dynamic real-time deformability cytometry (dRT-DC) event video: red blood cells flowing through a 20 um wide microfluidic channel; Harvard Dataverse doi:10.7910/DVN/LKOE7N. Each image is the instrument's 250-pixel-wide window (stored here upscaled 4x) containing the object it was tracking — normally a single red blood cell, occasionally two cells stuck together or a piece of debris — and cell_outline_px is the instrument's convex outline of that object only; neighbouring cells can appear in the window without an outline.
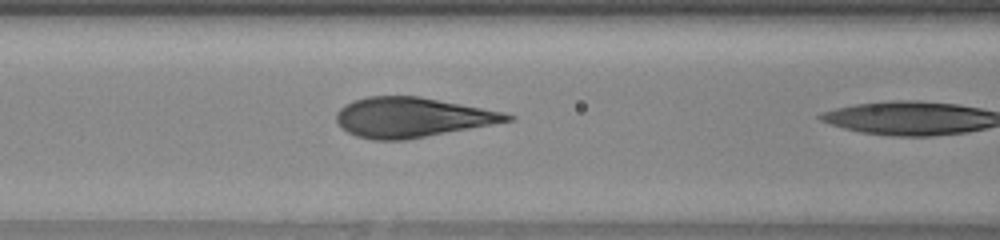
{"species": "human", "species_latin": "Homo sapiens", "temperature_condition": "warm", "stored_images_in_passage": 18, "camera_frame_rate_fps": 3000, "um_per_image_px": 0.085, "donor": {"sex": "female"}, "frame": {"image": 1, "passage_image": 17, "time_ms": 5.333, "image_size_px": [1000, 240], "cell_outline_px": [[516, 116], [512, 120], [404, 140], [372, 140], [356, 136], [340, 128], [336, 120], [336, 112], [344, 104], [352, 100], [368, 96], [420, 96], [504, 112]], "centroid_in_image_um": [34.94, 9.96], "position_along_channel_um": 131.7, "area_um2": 39.48}}